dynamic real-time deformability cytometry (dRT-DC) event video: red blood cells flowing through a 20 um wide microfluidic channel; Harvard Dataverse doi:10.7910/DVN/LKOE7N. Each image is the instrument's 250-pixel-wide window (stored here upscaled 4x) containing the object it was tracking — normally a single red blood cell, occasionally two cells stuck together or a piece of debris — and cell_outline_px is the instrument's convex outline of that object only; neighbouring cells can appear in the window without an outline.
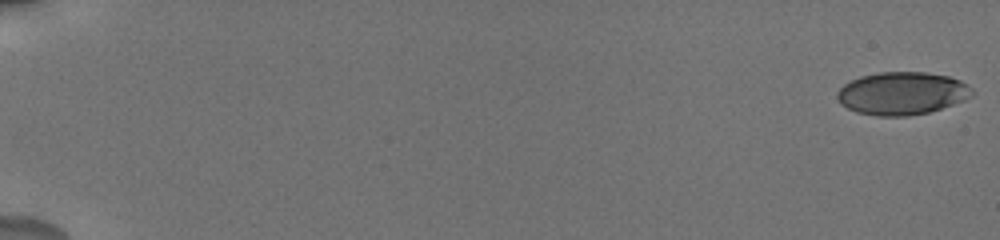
{"species": "human", "species_latin": "Homo sapiens", "temperature_condition": "cold", "stored_images_in_passage": 23, "camera_frame_rate_fps": 3000, "um_per_image_px": 0.085, "donor": {"sex": "male"}, "frame": {"image": 1, "passage_image": 1, "time_ms": 0.0, "image_size_px": [1000, 240], "cell_outline_px": [[976, 92], [972, 96], [964, 100], [928, 112], [908, 116], [876, 116], [856, 112], [840, 104], [836, 96], [836, 92], [844, 84], [860, 76], [880, 72], [924, 72], [948, 76], [960, 80], [972, 88]], "centroid_in_image_um": [76.66, 7.93], "position_along_channel_um": 8.3, "area_um2": 33.7}}
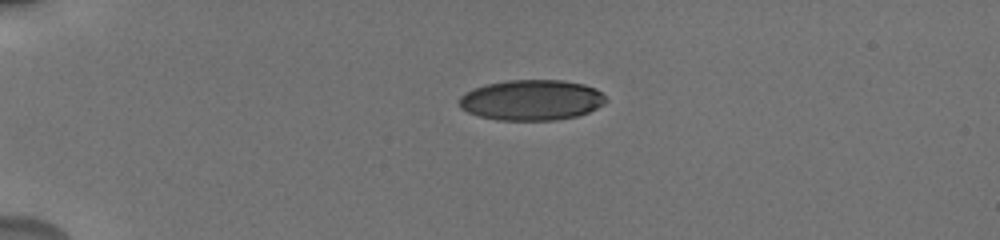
{"frame": {"image": 2, "passage_image": 17, "time_ms": 4.667, "image_size_px": [1000, 240], "cell_outline_px": [[608, 100], [604, 104], [588, 112], [576, 116], [556, 120], [496, 120], [480, 116], [468, 112], [460, 108], [460, 96], [464, 92], [472, 88], [488, 84], [508, 80], [564, 80], [584, 84], [596, 88]], "centroid_in_image_um": [45.18, 8.5], "position_along_channel_um": 39.8, "area_um2": 34.74}}